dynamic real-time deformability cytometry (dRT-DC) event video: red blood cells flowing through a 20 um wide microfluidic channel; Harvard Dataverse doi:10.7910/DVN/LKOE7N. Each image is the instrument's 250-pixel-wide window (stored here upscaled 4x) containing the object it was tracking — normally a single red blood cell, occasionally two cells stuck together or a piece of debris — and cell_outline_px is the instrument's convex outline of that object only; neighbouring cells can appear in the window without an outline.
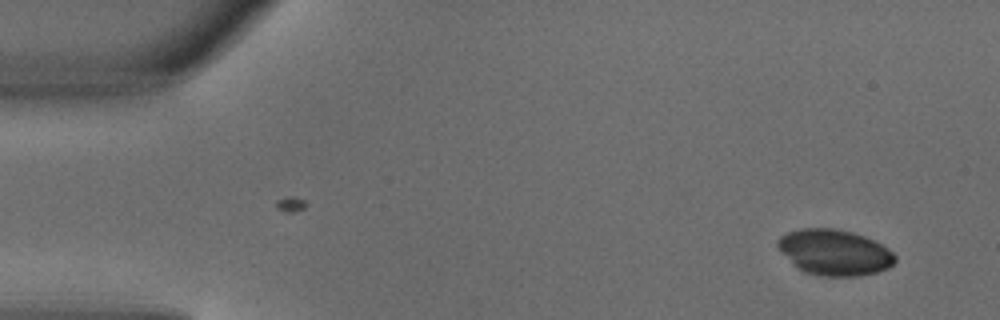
{"species": "common noctule bat (a hibernating species)", "species_latin": "Nyctalus noctula", "temperature_condition": "warm", "stored_images_in_passage": 2, "camera_frame_rate_fps": 3000, "um_per_image_px": 0.085, "animal": {"sex": "male", "body_mass_g": 18.8}, "frame": {"image": 1, "passage_image": 2, "time_ms": 0.333, "image_size_px": [1000, 320], "cell_outline_px": [[896, 260], [888, 268], [876, 272], [860, 276], [820, 276], [804, 272], [796, 268], [776, 248], [776, 240], [780, 236], [788, 232], [800, 228], [832, 228], [852, 232], [864, 236], [880, 244], [892, 252], [896, 256]], "centroid_in_image_um": [70.87, 21.46], "position_along_channel_um": 14.1, "area_um2": 31.5}}